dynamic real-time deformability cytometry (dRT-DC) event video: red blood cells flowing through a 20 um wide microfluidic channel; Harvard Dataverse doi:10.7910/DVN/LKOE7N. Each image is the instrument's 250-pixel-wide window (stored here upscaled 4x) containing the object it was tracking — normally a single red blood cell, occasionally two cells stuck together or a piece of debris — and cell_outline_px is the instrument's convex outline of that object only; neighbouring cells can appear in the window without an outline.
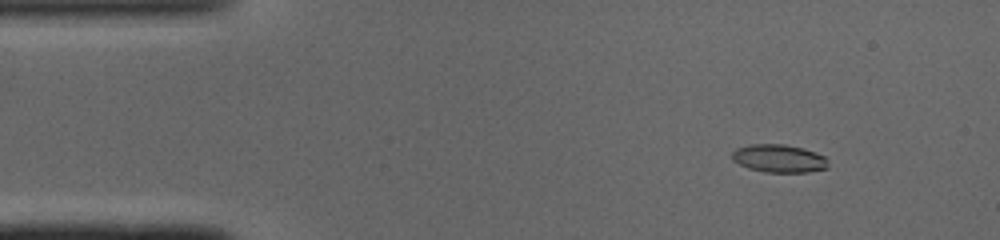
{"species": "common noctule bat (a hibernating species)", "species_latin": "Nyctalus noctula", "temperature_condition": "cold", "stored_images_in_passage": 49, "camera_frame_rate_fps": 3000, "um_per_image_px": 0.085, "animal": {"sex": "male", "body_mass_g": 19.0, "forearm_length_mm": 50.8}, "frame": {"image": 1, "passage_image": 6, "time_ms": 1.667, "image_size_px": [1000, 240], "cell_outline_px": [[828, 168], [808, 172], [764, 172], [748, 168], [732, 160], [732, 152], [736, 148], [752, 144], [784, 144], [804, 148], [816, 152], [824, 156]], "centroid_in_image_um": [66.2, 13.46], "position_along_channel_um": 18.8, "area_um2": 15.66}}
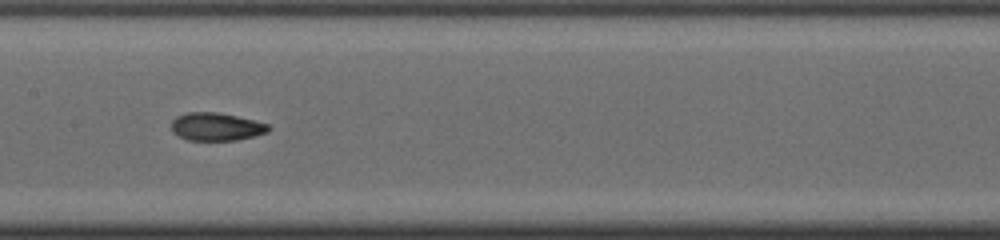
{"frame": {"image": 2, "passage_image": 24, "time_ms": 7.667, "image_size_px": [1000, 240], "cell_outline_px": [[272, 128], [268, 132], [236, 140], [188, 140], [172, 132], [172, 120], [176, 116], [188, 112], [216, 112], [236, 116], [268, 124]], "centroid_in_image_um": [18.37, 10.76], "position_along_channel_um": 189.0, "area_um2": 15.66}}
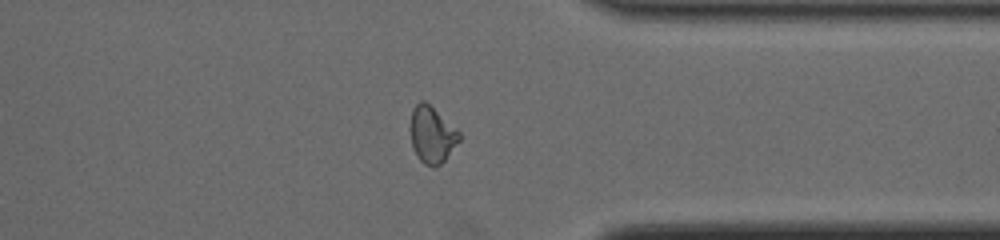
{"frame": {"image": 3, "passage_image": 38, "time_ms": 12.333, "image_size_px": [1000, 240], "cell_outline_px": [[460, 140], [444, 160], [440, 164], [432, 168], [424, 164], [420, 160], [412, 144], [408, 128], [412, 108], [420, 100], [424, 100], [460, 132]], "centroid_in_image_um": [36.67, 11.44], "position_along_channel_um": 374.7, "area_um2": 16.13}, "authors_computed_cell_mechanics": {"area_um2": 15.895, "velocity_mm_per_s": 4.1154, "shape_relaxation_time_tau1_ms": 5.5751, "shape_relaxation_time_tau2_ms": 2.0227, "deformation_change_tau1": 0.1929, "deformation_change_tau2": 0.0673}}